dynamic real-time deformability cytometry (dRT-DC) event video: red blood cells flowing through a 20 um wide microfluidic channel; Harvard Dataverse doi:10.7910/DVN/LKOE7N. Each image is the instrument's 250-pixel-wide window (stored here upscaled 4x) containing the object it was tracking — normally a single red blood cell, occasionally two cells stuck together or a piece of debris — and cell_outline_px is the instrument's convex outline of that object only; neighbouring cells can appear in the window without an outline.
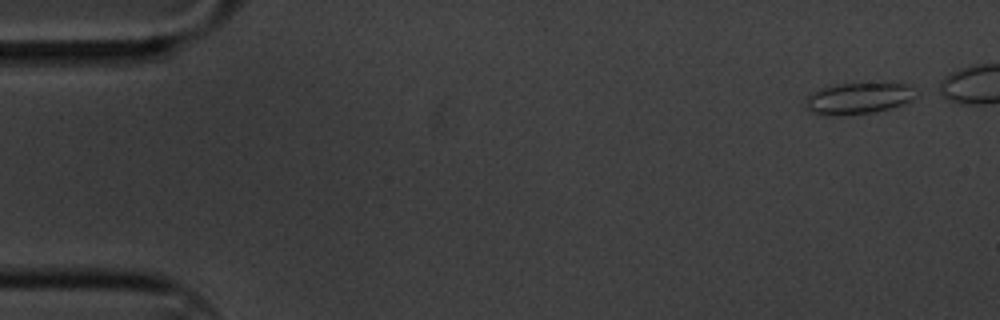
{"species": "common noctule bat (a hibernating species)", "species_latin": "Nyctalus noctula", "temperature_condition": "cold", "stored_images_in_passage": 50, "camera_frame_rate_fps": 3000, "um_per_image_px": 0.085, "animal": {"sex": "male", "body_mass_g": 20.1, "forearm_length_mm": 53.5}, "frame": {"image": 1, "passage_image": 1, "time_ms": 0.0, "image_size_px": [1000, 320], "cell_outline_px": [[920, 96], [904, 104], [876, 112], [844, 116], [824, 116], [812, 112], [804, 108], [804, 96], [820, 88], [840, 84], [908, 84], [920, 92]], "centroid_in_image_um": [72.95, 8.39], "position_along_channel_um": 12.1, "area_um2": 20.81}}
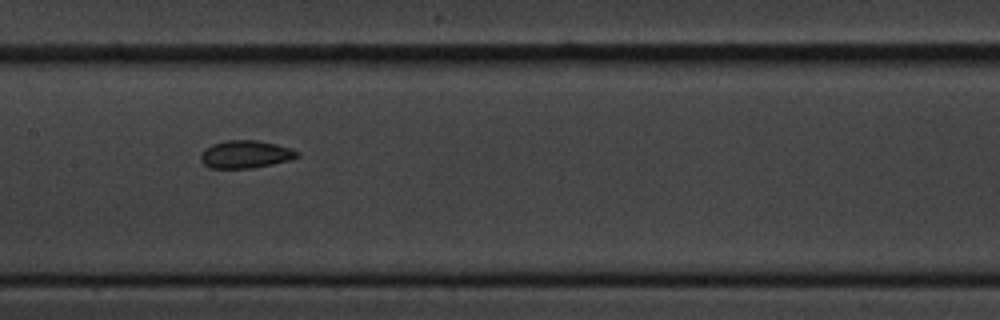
{"frame": {"image": 2, "passage_image": 27, "time_ms": 8.667, "image_size_px": [1000, 320], "cell_outline_px": [[300, 156], [292, 160], [252, 168], [208, 168], [200, 160], [200, 152], [204, 148], [212, 144], [228, 140], [256, 140], [276, 144], [292, 148], [300, 152]], "centroid_in_image_um": [20.88, 13.12], "position_along_channel_um": 186.5, "area_um2": 15.84}}
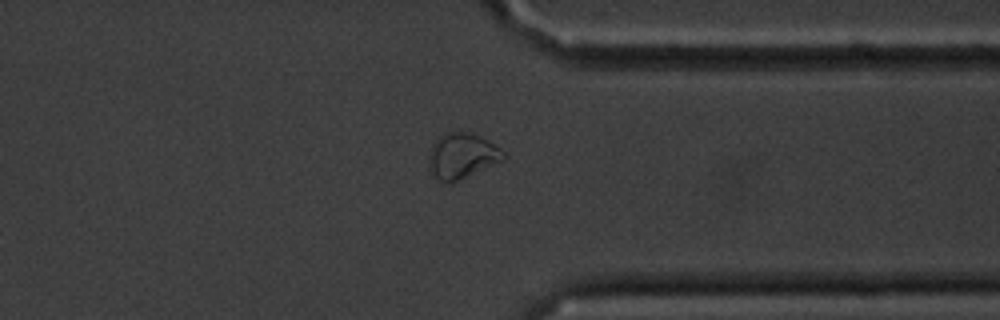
{"frame": {"image": 3, "passage_image": 44, "time_ms": 14.333, "image_size_px": [1000, 320], "cell_outline_px": [[508, 156], [504, 160], [456, 180], [440, 180], [432, 176], [428, 160], [428, 152], [436, 136], [444, 132], [468, 132], [500, 148]], "centroid_in_image_um": [39.21, 13.21], "position_along_channel_um": 372.2, "area_um2": 19.36}, "authors_computed_cell_mechanics": {"area_um2": 16.0106, "velocity_mm_per_s": 3.3199, "shape_relaxation_time_tau1_ms": 4.1018, "shape_relaxation_time_tau2_ms": 4.2914, "deformation_change_tau1": 0.0943, "deformation_change_tau2": 0.0922}}